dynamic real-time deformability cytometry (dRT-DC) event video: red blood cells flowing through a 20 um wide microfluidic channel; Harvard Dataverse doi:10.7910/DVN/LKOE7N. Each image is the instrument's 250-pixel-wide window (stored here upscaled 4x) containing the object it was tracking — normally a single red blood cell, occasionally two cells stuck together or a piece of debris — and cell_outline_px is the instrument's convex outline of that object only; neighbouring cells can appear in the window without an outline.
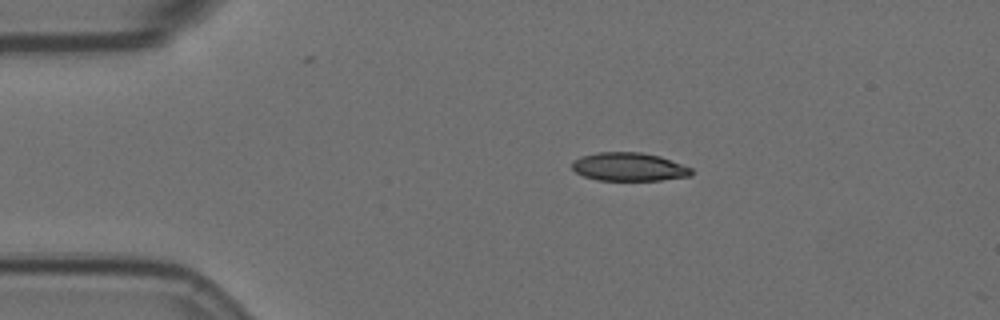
{"species": "Egyptian fruit bat (a non-hibernating species)", "species_latin": "Rousettus aegyptiacus", "temperature_condition": "room temperature", "stored_images_in_passage": 15, "camera_frame_rate_fps": 3000, "um_per_image_px": 0.085, "animal": {"sex": "female"}, "frame": {"image": 1, "passage_image": 10, "time_ms": 3.0, "image_size_px": [1000, 320], "cell_outline_px": [[692, 176], [660, 180], [596, 180], [584, 176], [576, 172], [572, 168], [572, 160], [580, 156], [596, 152], [640, 152], [660, 156], [692, 168]], "centroid_in_image_um": [53.44, 14.18], "position_along_channel_um": 31.6, "area_um2": 19.83}}